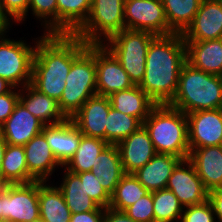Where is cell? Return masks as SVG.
Listing matches in <instances>:
<instances>
[{
	"mask_svg": "<svg viewBox=\"0 0 222 222\" xmlns=\"http://www.w3.org/2000/svg\"><path fill=\"white\" fill-rule=\"evenodd\" d=\"M36 41L30 85L57 102L74 59L87 47L74 34H43Z\"/></svg>",
	"mask_w": 222,
	"mask_h": 222,
	"instance_id": "6da1fadb",
	"label": "cell"
},
{
	"mask_svg": "<svg viewBox=\"0 0 222 222\" xmlns=\"http://www.w3.org/2000/svg\"><path fill=\"white\" fill-rule=\"evenodd\" d=\"M187 62L182 34L156 36L146 55L145 74L139 87L157 104H169L178 88L183 65Z\"/></svg>",
	"mask_w": 222,
	"mask_h": 222,
	"instance_id": "7a4b0ae2",
	"label": "cell"
},
{
	"mask_svg": "<svg viewBox=\"0 0 222 222\" xmlns=\"http://www.w3.org/2000/svg\"><path fill=\"white\" fill-rule=\"evenodd\" d=\"M168 105L185 114L222 108V76L205 73L186 62L176 94Z\"/></svg>",
	"mask_w": 222,
	"mask_h": 222,
	"instance_id": "3957f363",
	"label": "cell"
},
{
	"mask_svg": "<svg viewBox=\"0 0 222 222\" xmlns=\"http://www.w3.org/2000/svg\"><path fill=\"white\" fill-rule=\"evenodd\" d=\"M158 154H170L188 159V119L181 110L168 104L156 105L143 121Z\"/></svg>",
	"mask_w": 222,
	"mask_h": 222,
	"instance_id": "277c9868",
	"label": "cell"
},
{
	"mask_svg": "<svg viewBox=\"0 0 222 222\" xmlns=\"http://www.w3.org/2000/svg\"><path fill=\"white\" fill-rule=\"evenodd\" d=\"M65 82L58 104L64 115L71 118L89 98L97 95L95 44H88L74 59Z\"/></svg>",
	"mask_w": 222,
	"mask_h": 222,
	"instance_id": "5b68a950",
	"label": "cell"
},
{
	"mask_svg": "<svg viewBox=\"0 0 222 222\" xmlns=\"http://www.w3.org/2000/svg\"><path fill=\"white\" fill-rule=\"evenodd\" d=\"M155 37L147 31L123 29L105 41L134 85H140L144 78L147 50Z\"/></svg>",
	"mask_w": 222,
	"mask_h": 222,
	"instance_id": "8992f818",
	"label": "cell"
},
{
	"mask_svg": "<svg viewBox=\"0 0 222 222\" xmlns=\"http://www.w3.org/2000/svg\"><path fill=\"white\" fill-rule=\"evenodd\" d=\"M125 0H92L85 23L74 33L87 44H102L112 35L125 29Z\"/></svg>",
	"mask_w": 222,
	"mask_h": 222,
	"instance_id": "52a82bcc",
	"label": "cell"
},
{
	"mask_svg": "<svg viewBox=\"0 0 222 222\" xmlns=\"http://www.w3.org/2000/svg\"><path fill=\"white\" fill-rule=\"evenodd\" d=\"M7 30L0 29V77L20 88L31 83L36 45L5 38Z\"/></svg>",
	"mask_w": 222,
	"mask_h": 222,
	"instance_id": "ba28073f",
	"label": "cell"
},
{
	"mask_svg": "<svg viewBox=\"0 0 222 222\" xmlns=\"http://www.w3.org/2000/svg\"><path fill=\"white\" fill-rule=\"evenodd\" d=\"M39 217L38 181L2 184L1 221L30 222Z\"/></svg>",
	"mask_w": 222,
	"mask_h": 222,
	"instance_id": "9c48e42d",
	"label": "cell"
},
{
	"mask_svg": "<svg viewBox=\"0 0 222 222\" xmlns=\"http://www.w3.org/2000/svg\"><path fill=\"white\" fill-rule=\"evenodd\" d=\"M125 29L147 31L156 36L170 35L165 9L161 0H125Z\"/></svg>",
	"mask_w": 222,
	"mask_h": 222,
	"instance_id": "30bf717a",
	"label": "cell"
},
{
	"mask_svg": "<svg viewBox=\"0 0 222 222\" xmlns=\"http://www.w3.org/2000/svg\"><path fill=\"white\" fill-rule=\"evenodd\" d=\"M97 95L110 96L134 86L113 53L102 44H95Z\"/></svg>",
	"mask_w": 222,
	"mask_h": 222,
	"instance_id": "8fae6325",
	"label": "cell"
},
{
	"mask_svg": "<svg viewBox=\"0 0 222 222\" xmlns=\"http://www.w3.org/2000/svg\"><path fill=\"white\" fill-rule=\"evenodd\" d=\"M186 115L190 151L195 148L222 145V108L200 110Z\"/></svg>",
	"mask_w": 222,
	"mask_h": 222,
	"instance_id": "7c38bea8",
	"label": "cell"
},
{
	"mask_svg": "<svg viewBox=\"0 0 222 222\" xmlns=\"http://www.w3.org/2000/svg\"><path fill=\"white\" fill-rule=\"evenodd\" d=\"M166 188L176 195L184 207L200 204L208 199V191L188 159L176 166Z\"/></svg>",
	"mask_w": 222,
	"mask_h": 222,
	"instance_id": "4fadbf2b",
	"label": "cell"
},
{
	"mask_svg": "<svg viewBox=\"0 0 222 222\" xmlns=\"http://www.w3.org/2000/svg\"><path fill=\"white\" fill-rule=\"evenodd\" d=\"M182 35L184 41L222 38V3L219 0H202L193 22Z\"/></svg>",
	"mask_w": 222,
	"mask_h": 222,
	"instance_id": "5bb4252c",
	"label": "cell"
},
{
	"mask_svg": "<svg viewBox=\"0 0 222 222\" xmlns=\"http://www.w3.org/2000/svg\"><path fill=\"white\" fill-rule=\"evenodd\" d=\"M117 147L125 174H133L157 154L143 125L120 141Z\"/></svg>",
	"mask_w": 222,
	"mask_h": 222,
	"instance_id": "9a60e30c",
	"label": "cell"
},
{
	"mask_svg": "<svg viewBox=\"0 0 222 222\" xmlns=\"http://www.w3.org/2000/svg\"><path fill=\"white\" fill-rule=\"evenodd\" d=\"M110 108L108 97L94 95L82 105L71 119L84 136L105 140V124Z\"/></svg>",
	"mask_w": 222,
	"mask_h": 222,
	"instance_id": "2e32d148",
	"label": "cell"
},
{
	"mask_svg": "<svg viewBox=\"0 0 222 222\" xmlns=\"http://www.w3.org/2000/svg\"><path fill=\"white\" fill-rule=\"evenodd\" d=\"M42 133L45 135L54 157L62 167L74 156L83 136L71 118H67L59 124L44 126Z\"/></svg>",
	"mask_w": 222,
	"mask_h": 222,
	"instance_id": "e0dca14e",
	"label": "cell"
},
{
	"mask_svg": "<svg viewBox=\"0 0 222 222\" xmlns=\"http://www.w3.org/2000/svg\"><path fill=\"white\" fill-rule=\"evenodd\" d=\"M45 125L31 114L19 101L10 117L0 128V134L7 144L24 146L41 133Z\"/></svg>",
	"mask_w": 222,
	"mask_h": 222,
	"instance_id": "ac0fdd59",
	"label": "cell"
},
{
	"mask_svg": "<svg viewBox=\"0 0 222 222\" xmlns=\"http://www.w3.org/2000/svg\"><path fill=\"white\" fill-rule=\"evenodd\" d=\"M28 183L47 182L55 167H62L54 157L45 135L41 132L24 145Z\"/></svg>",
	"mask_w": 222,
	"mask_h": 222,
	"instance_id": "d6986e66",
	"label": "cell"
},
{
	"mask_svg": "<svg viewBox=\"0 0 222 222\" xmlns=\"http://www.w3.org/2000/svg\"><path fill=\"white\" fill-rule=\"evenodd\" d=\"M188 160L208 192L222 189V145L192 149Z\"/></svg>",
	"mask_w": 222,
	"mask_h": 222,
	"instance_id": "ffe728a7",
	"label": "cell"
},
{
	"mask_svg": "<svg viewBox=\"0 0 222 222\" xmlns=\"http://www.w3.org/2000/svg\"><path fill=\"white\" fill-rule=\"evenodd\" d=\"M184 42L188 63L205 73L222 76V38Z\"/></svg>",
	"mask_w": 222,
	"mask_h": 222,
	"instance_id": "44dd1931",
	"label": "cell"
},
{
	"mask_svg": "<svg viewBox=\"0 0 222 222\" xmlns=\"http://www.w3.org/2000/svg\"><path fill=\"white\" fill-rule=\"evenodd\" d=\"M182 160L174 155L157 153L133 174L149 192L161 190L167 187L169 177Z\"/></svg>",
	"mask_w": 222,
	"mask_h": 222,
	"instance_id": "7402d4cb",
	"label": "cell"
},
{
	"mask_svg": "<svg viewBox=\"0 0 222 222\" xmlns=\"http://www.w3.org/2000/svg\"><path fill=\"white\" fill-rule=\"evenodd\" d=\"M22 88L19 89V101L45 126L59 124L67 119L55 99L38 92L30 84Z\"/></svg>",
	"mask_w": 222,
	"mask_h": 222,
	"instance_id": "603a6c76",
	"label": "cell"
},
{
	"mask_svg": "<svg viewBox=\"0 0 222 222\" xmlns=\"http://www.w3.org/2000/svg\"><path fill=\"white\" fill-rule=\"evenodd\" d=\"M116 111L138 118L142 123L157 105L139 85L108 96Z\"/></svg>",
	"mask_w": 222,
	"mask_h": 222,
	"instance_id": "cb8c5ba5",
	"label": "cell"
},
{
	"mask_svg": "<svg viewBox=\"0 0 222 222\" xmlns=\"http://www.w3.org/2000/svg\"><path fill=\"white\" fill-rule=\"evenodd\" d=\"M92 173L111 196L125 175L117 145H108L98 156Z\"/></svg>",
	"mask_w": 222,
	"mask_h": 222,
	"instance_id": "d4e9b609",
	"label": "cell"
},
{
	"mask_svg": "<svg viewBox=\"0 0 222 222\" xmlns=\"http://www.w3.org/2000/svg\"><path fill=\"white\" fill-rule=\"evenodd\" d=\"M38 203L40 218L44 222H70L72 214L57 186L38 181Z\"/></svg>",
	"mask_w": 222,
	"mask_h": 222,
	"instance_id": "484cf974",
	"label": "cell"
},
{
	"mask_svg": "<svg viewBox=\"0 0 222 222\" xmlns=\"http://www.w3.org/2000/svg\"><path fill=\"white\" fill-rule=\"evenodd\" d=\"M63 182L58 187L63 193L67 207L71 214L89 212L94 210H105L100 207L87 193L84 188V179L76 174L64 170Z\"/></svg>",
	"mask_w": 222,
	"mask_h": 222,
	"instance_id": "4316f807",
	"label": "cell"
},
{
	"mask_svg": "<svg viewBox=\"0 0 222 222\" xmlns=\"http://www.w3.org/2000/svg\"><path fill=\"white\" fill-rule=\"evenodd\" d=\"M92 0H57V34H74L87 20Z\"/></svg>",
	"mask_w": 222,
	"mask_h": 222,
	"instance_id": "83f0119b",
	"label": "cell"
},
{
	"mask_svg": "<svg viewBox=\"0 0 222 222\" xmlns=\"http://www.w3.org/2000/svg\"><path fill=\"white\" fill-rule=\"evenodd\" d=\"M169 28L183 34L191 25L202 0H161Z\"/></svg>",
	"mask_w": 222,
	"mask_h": 222,
	"instance_id": "f1b7e54d",
	"label": "cell"
},
{
	"mask_svg": "<svg viewBox=\"0 0 222 222\" xmlns=\"http://www.w3.org/2000/svg\"><path fill=\"white\" fill-rule=\"evenodd\" d=\"M28 183L24 146L8 144L1 167V184Z\"/></svg>",
	"mask_w": 222,
	"mask_h": 222,
	"instance_id": "f546056e",
	"label": "cell"
},
{
	"mask_svg": "<svg viewBox=\"0 0 222 222\" xmlns=\"http://www.w3.org/2000/svg\"><path fill=\"white\" fill-rule=\"evenodd\" d=\"M109 144L100 138L82 136L79 147L74 156L65 165V169L76 174L86 171H92L93 165H96L97 156Z\"/></svg>",
	"mask_w": 222,
	"mask_h": 222,
	"instance_id": "4dcf8cb0",
	"label": "cell"
},
{
	"mask_svg": "<svg viewBox=\"0 0 222 222\" xmlns=\"http://www.w3.org/2000/svg\"><path fill=\"white\" fill-rule=\"evenodd\" d=\"M142 125L143 123L138 118L116 111L111 107L105 124V141L110 145H117Z\"/></svg>",
	"mask_w": 222,
	"mask_h": 222,
	"instance_id": "1f68e13d",
	"label": "cell"
},
{
	"mask_svg": "<svg viewBox=\"0 0 222 222\" xmlns=\"http://www.w3.org/2000/svg\"><path fill=\"white\" fill-rule=\"evenodd\" d=\"M149 191L138 181L134 174H125L111 195L109 208L124 211Z\"/></svg>",
	"mask_w": 222,
	"mask_h": 222,
	"instance_id": "d6a6232c",
	"label": "cell"
},
{
	"mask_svg": "<svg viewBox=\"0 0 222 222\" xmlns=\"http://www.w3.org/2000/svg\"><path fill=\"white\" fill-rule=\"evenodd\" d=\"M152 199L154 222L180 221L184 206L180 203L176 195L171 190L164 188L153 191Z\"/></svg>",
	"mask_w": 222,
	"mask_h": 222,
	"instance_id": "836d02e7",
	"label": "cell"
},
{
	"mask_svg": "<svg viewBox=\"0 0 222 222\" xmlns=\"http://www.w3.org/2000/svg\"><path fill=\"white\" fill-rule=\"evenodd\" d=\"M29 8L45 24V34H57V0H29Z\"/></svg>",
	"mask_w": 222,
	"mask_h": 222,
	"instance_id": "e575fe53",
	"label": "cell"
},
{
	"mask_svg": "<svg viewBox=\"0 0 222 222\" xmlns=\"http://www.w3.org/2000/svg\"><path fill=\"white\" fill-rule=\"evenodd\" d=\"M80 179H84V188L86 193L102 208L109 207L111 196L102 187L99 180L96 179L92 171L76 173Z\"/></svg>",
	"mask_w": 222,
	"mask_h": 222,
	"instance_id": "d590c367",
	"label": "cell"
},
{
	"mask_svg": "<svg viewBox=\"0 0 222 222\" xmlns=\"http://www.w3.org/2000/svg\"><path fill=\"white\" fill-rule=\"evenodd\" d=\"M124 212L135 222H154L152 192L142 196Z\"/></svg>",
	"mask_w": 222,
	"mask_h": 222,
	"instance_id": "8d00e7d4",
	"label": "cell"
},
{
	"mask_svg": "<svg viewBox=\"0 0 222 222\" xmlns=\"http://www.w3.org/2000/svg\"><path fill=\"white\" fill-rule=\"evenodd\" d=\"M29 0H0L1 17L10 25V20L22 23L27 16ZM10 17V18H9ZM10 19V20H9Z\"/></svg>",
	"mask_w": 222,
	"mask_h": 222,
	"instance_id": "74e56055",
	"label": "cell"
},
{
	"mask_svg": "<svg viewBox=\"0 0 222 222\" xmlns=\"http://www.w3.org/2000/svg\"><path fill=\"white\" fill-rule=\"evenodd\" d=\"M180 222H215V214L210 201L184 207Z\"/></svg>",
	"mask_w": 222,
	"mask_h": 222,
	"instance_id": "f35d334b",
	"label": "cell"
},
{
	"mask_svg": "<svg viewBox=\"0 0 222 222\" xmlns=\"http://www.w3.org/2000/svg\"><path fill=\"white\" fill-rule=\"evenodd\" d=\"M19 102V90L12 89L10 92L0 95V128L13 113L15 105Z\"/></svg>",
	"mask_w": 222,
	"mask_h": 222,
	"instance_id": "ab89813d",
	"label": "cell"
},
{
	"mask_svg": "<svg viewBox=\"0 0 222 222\" xmlns=\"http://www.w3.org/2000/svg\"><path fill=\"white\" fill-rule=\"evenodd\" d=\"M105 210H94L89 212L72 214L70 222H103Z\"/></svg>",
	"mask_w": 222,
	"mask_h": 222,
	"instance_id": "60d3db41",
	"label": "cell"
},
{
	"mask_svg": "<svg viewBox=\"0 0 222 222\" xmlns=\"http://www.w3.org/2000/svg\"><path fill=\"white\" fill-rule=\"evenodd\" d=\"M208 200L212 205L215 216L218 218V222H222V189L208 192Z\"/></svg>",
	"mask_w": 222,
	"mask_h": 222,
	"instance_id": "b9f144b4",
	"label": "cell"
},
{
	"mask_svg": "<svg viewBox=\"0 0 222 222\" xmlns=\"http://www.w3.org/2000/svg\"><path fill=\"white\" fill-rule=\"evenodd\" d=\"M103 222H135L124 211H117L107 207Z\"/></svg>",
	"mask_w": 222,
	"mask_h": 222,
	"instance_id": "7bdbcfd3",
	"label": "cell"
},
{
	"mask_svg": "<svg viewBox=\"0 0 222 222\" xmlns=\"http://www.w3.org/2000/svg\"><path fill=\"white\" fill-rule=\"evenodd\" d=\"M14 86L6 79L0 77V95L10 92Z\"/></svg>",
	"mask_w": 222,
	"mask_h": 222,
	"instance_id": "ee69618b",
	"label": "cell"
},
{
	"mask_svg": "<svg viewBox=\"0 0 222 222\" xmlns=\"http://www.w3.org/2000/svg\"><path fill=\"white\" fill-rule=\"evenodd\" d=\"M7 142L5 141L4 137L0 134V184H1V167H2V160L4 158V153L7 147Z\"/></svg>",
	"mask_w": 222,
	"mask_h": 222,
	"instance_id": "f6af8a7d",
	"label": "cell"
},
{
	"mask_svg": "<svg viewBox=\"0 0 222 222\" xmlns=\"http://www.w3.org/2000/svg\"><path fill=\"white\" fill-rule=\"evenodd\" d=\"M9 24L1 17V12H0V29H8Z\"/></svg>",
	"mask_w": 222,
	"mask_h": 222,
	"instance_id": "bcb514c9",
	"label": "cell"
},
{
	"mask_svg": "<svg viewBox=\"0 0 222 222\" xmlns=\"http://www.w3.org/2000/svg\"><path fill=\"white\" fill-rule=\"evenodd\" d=\"M1 212H2V184H0V221H1Z\"/></svg>",
	"mask_w": 222,
	"mask_h": 222,
	"instance_id": "7dc6e473",
	"label": "cell"
},
{
	"mask_svg": "<svg viewBox=\"0 0 222 222\" xmlns=\"http://www.w3.org/2000/svg\"><path fill=\"white\" fill-rule=\"evenodd\" d=\"M30 222H44V221L42 220V218L39 217L38 219L30 221Z\"/></svg>",
	"mask_w": 222,
	"mask_h": 222,
	"instance_id": "c3c4849f",
	"label": "cell"
}]
</instances>
